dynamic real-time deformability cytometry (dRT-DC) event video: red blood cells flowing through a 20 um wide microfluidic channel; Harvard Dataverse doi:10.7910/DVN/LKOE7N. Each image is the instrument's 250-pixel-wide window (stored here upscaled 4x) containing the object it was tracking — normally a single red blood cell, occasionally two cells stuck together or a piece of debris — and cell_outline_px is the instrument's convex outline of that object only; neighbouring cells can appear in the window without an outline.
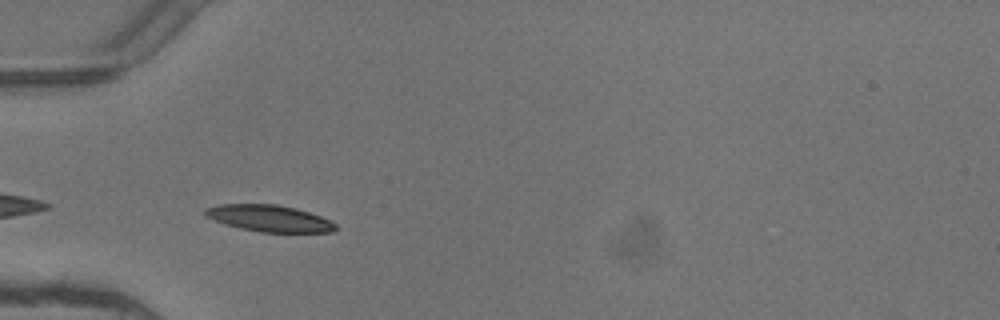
{"species": "common noctule bat (a hibernating species)", "species_latin": "Nyctalus noctula", "temperature_condition": "warm", "stored_images_in_passage": 4, "camera_frame_rate_fps": 3000, "um_per_image_px": 0.085, "animal": {"sex": "female"}, "frame": {"image": 1, "passage_image": 3, "time_ms": 0.667, "image_size_px": [1000, 320], "cell_outline_px": [[336, 228], [332, 232], [260, 232], [240, 228], [204, 216], [200, 212], [204, 208], [220, 204], [276, 204], [296, 208], [332, 220], [336, 224]], "centroid_in_image_um": [22.87, 18.55], "position_along_channel_um": 62.1, "area_um2": 20.23}}
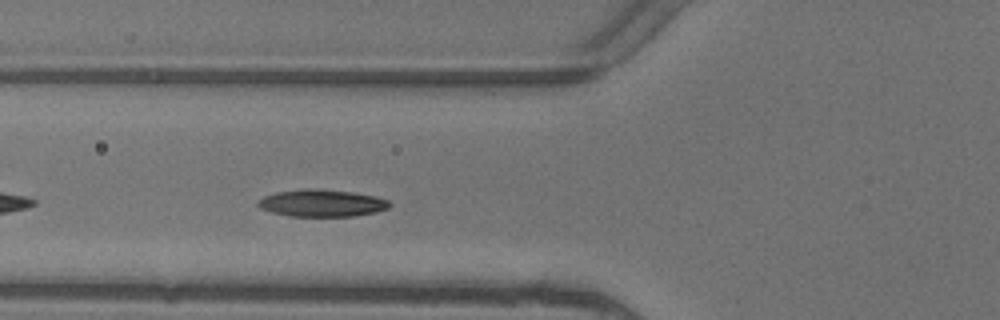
{"frame": {"image": 2, "passage_image": 4, "time_ms": 1.0, "image_size_px": [1000, 320], "cell_outline_px": [[392, 204], [388, 208], [376, 212], [352, 216], [288, 216], [272, 212], [260, 208], [256, 204], [264, 196], [276, 192], [304, 188], [308, 188], [352, 192], [376, 196], [388, 200]], "centroid_in_image_um": [27.36, 17.26], "position_along_channel_um": 98.4, "area_um2": 20.75}}